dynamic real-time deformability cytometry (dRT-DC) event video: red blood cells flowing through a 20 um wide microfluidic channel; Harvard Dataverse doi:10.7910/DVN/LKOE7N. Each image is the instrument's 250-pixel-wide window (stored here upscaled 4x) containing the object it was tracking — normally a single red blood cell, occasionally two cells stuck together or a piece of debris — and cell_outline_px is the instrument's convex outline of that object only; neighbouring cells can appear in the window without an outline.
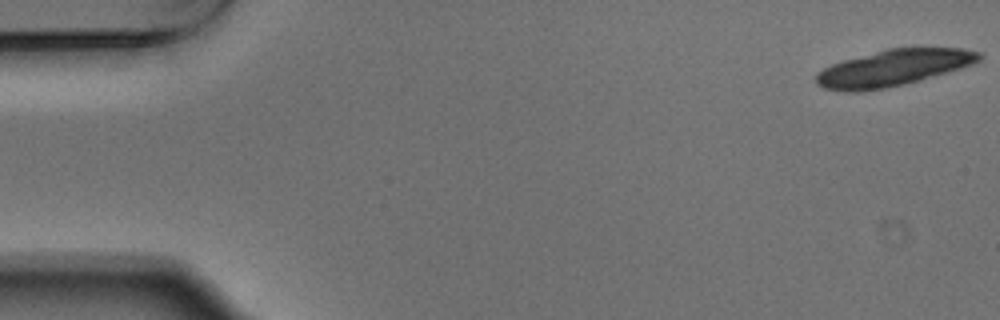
{"species": "Egyptian fruit bat (a non-hibernating species)", "species_latin": "Rousettus aegyptiacus", "temperature_condition": "warm", "stored_images_in_passage": 19, "camera_frame_rate_fps": 3000, "um_per_image_px": 0.085, "animal": {"sex": "male"}, "frame": {"image": 1, "passage_image": 1, "time_ms": 0.0, "image_size_px": [1000, 320], "cell_outline_px": [[984, 56], [980, 60], [972, 64], [960, 68], [920, 80], [884, 88], [856, 92], [848, 92], [824, 88], [816, 84], [816, 72], [832, 64], [844, 60], [888, 48], [964, 48], [980, 52]], "centroid_in_image_um": [75.93, 5.77], "position_along_channel_um": 9.1, "area_um2": 34.22}}